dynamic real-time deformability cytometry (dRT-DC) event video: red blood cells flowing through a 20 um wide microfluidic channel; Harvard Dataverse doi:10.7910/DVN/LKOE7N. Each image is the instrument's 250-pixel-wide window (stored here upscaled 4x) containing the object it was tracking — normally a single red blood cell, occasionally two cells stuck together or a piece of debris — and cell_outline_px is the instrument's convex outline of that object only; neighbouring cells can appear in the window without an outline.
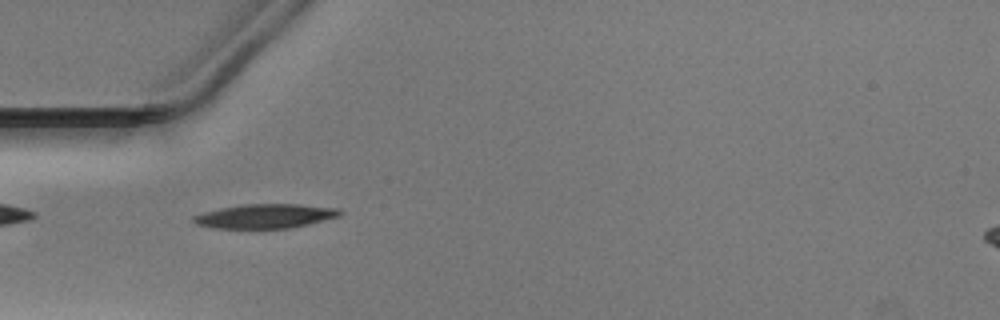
{"species": "Egyptian fruit bat (a non-hibernating species)", "species_latin": "Rousettus aegyptiacus", "temperature_condition": "warm", "stored_images_in_passage": 38, "camera_frame_rate_fps": 3000, "um_per_image_px": 0.085, "animal": {"sex": "male"}, "frame": {"image": 1, "passage_image": 3, "time_ms": 0.667, "image_size_px": [1000, 320], "cell_outline_px": [[344, 212], [340, 216], [292, 228], [212, 228], [196, 224], [192, 220], [192, 216], [204, 212], [220, 208], [244, 204], [300, 204], [340, 208]], "centroid_in_image_um": [22.57, 18.36], "position_along_channel_um": 62.4, "area_um2": 20.81}}
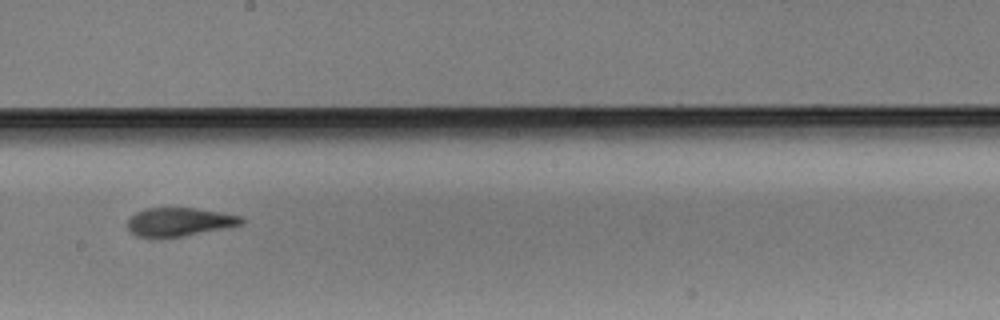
{"frame": {"image": 2, "passage_image": 16, "time_ms": 5.0, "image_size_px": [1000, 320], "cell_outline_px": [[244, 224], [184, 236], [160, 240], [156, 240], [136, 236], [128, 228], [128, 220], [136, 212], [144, 208], [196, 208], [244, 216]], "centroid_in_image_um": [15.23, 18.89], "position_along_channel_um": 233.0, "area_um2": 19.42}}
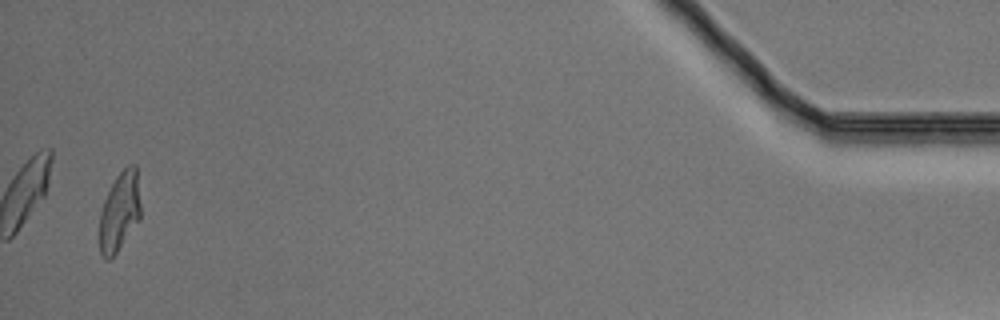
{"frame": {"image": 3, "passage_image": 37, "time_ms": 12.0, "image_size_px": [1000, 320], "cell_outline_px": [[140, 220], [116, 252], [108, 260], [104, 260], [100, 252], [100, 212], [104, 200], [116, 176], [128, 164], [136, 164], [140, 204]], "centroid_in_image_um": [10.17, 17.98], "position_along_channel_um": 425.0, "area_um2": 18.84}}